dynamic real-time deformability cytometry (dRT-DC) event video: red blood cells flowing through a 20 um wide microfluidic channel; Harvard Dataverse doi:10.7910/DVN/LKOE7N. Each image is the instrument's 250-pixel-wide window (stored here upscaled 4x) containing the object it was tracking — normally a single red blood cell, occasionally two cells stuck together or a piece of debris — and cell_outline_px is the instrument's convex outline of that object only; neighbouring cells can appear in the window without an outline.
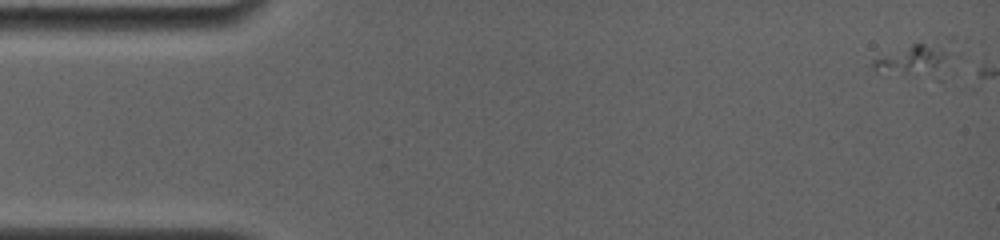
{"species": "common noctule bat (a hibernating species)", "species_latin": "Nyctalus noctula", "temperature_condition": "room temperature", "stored_images_in_passage": 2, "camera_frame_rate_fps": 4000, "um_per_image_px": 0.085, "animal": {"sex": "female", "body_mass_g": 19.0, "forearm_length_mm": 56.7}, "frame": {"image": 1, "passage_image": 1, "time_ms": 0.0, "image_size_px": [1000, 240], "cell_outline_px": [[960, 56], [912, 76], [876, 72], [868, 64], [872, 60], [912, 44], [944, 36], [952, 36], [960, 52]], "centroid_in_image_um": [77.97, 4.86], "position_along_channel_um": 7.0, "area_um2": 15.37}}